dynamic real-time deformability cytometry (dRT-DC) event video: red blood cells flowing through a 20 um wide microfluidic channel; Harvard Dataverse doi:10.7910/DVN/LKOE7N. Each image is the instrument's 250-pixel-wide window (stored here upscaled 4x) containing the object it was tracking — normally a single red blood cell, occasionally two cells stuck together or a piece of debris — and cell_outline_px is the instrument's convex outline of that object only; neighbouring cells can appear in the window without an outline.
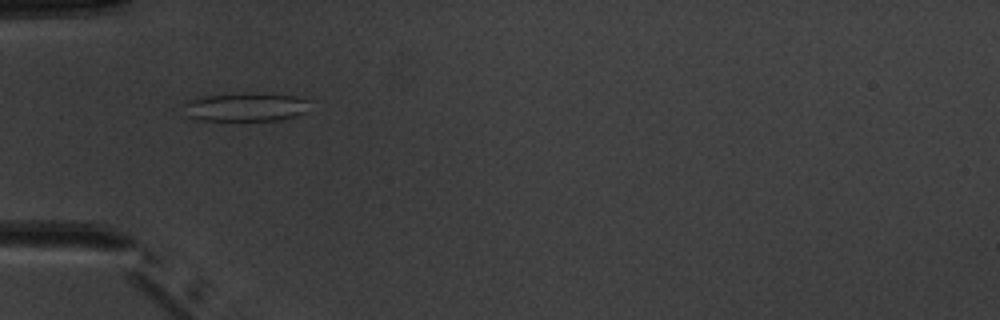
{"species": "common noctule bat (a hibernating species)", "species_latin": "Nyctalus noctula", "temperature_condition": "warm", "stored_images_in_passage": 7, "camera_frame_rate_fps": 3000, "um_per_image_px": 0.085, "animal": {"sex": "male", "body_mass_g": 20.1, "forearm_length_mm": 53.5}, "frame": {"image": 1, "passage_image": 5, "time_ms": 5.333, "image_size_px": [1000, 320], "cell_outline_px": [[308, 112], [296, 116], [280, 120], [200, 120], [188, 116], [184, 104], [188, 100], [200, 96], [244, 92], [248, 92], [296, 96], [308, 100]], "centroid_in_image_um": [20.9, 9.08], "position_along_channel_um": 64.1, "area_um2": 21.21}}
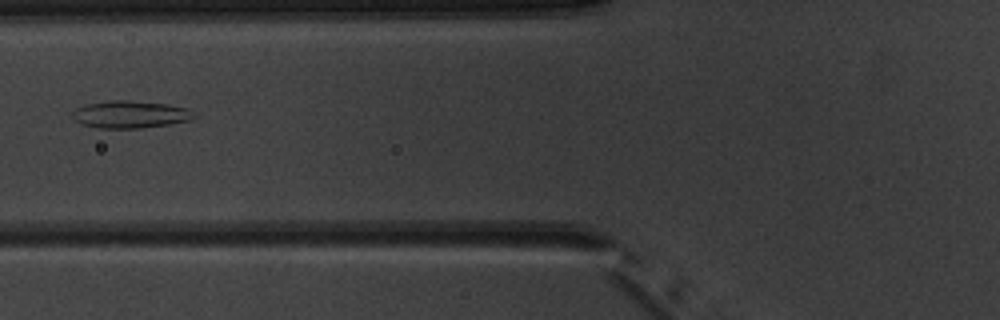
{"frame": {"image": 2, "passage_image": 6, "time_ms": 6.667, "image_size_px": [1000, 320], "cell_outline_px": [[196, 116], [192, 120], [168, 124], [140, 128], [96, 128], [80, 124], [72, 116], [72, 112], [76, 108], [88, 104], [112, 100], [128, 100], [168, 104], [188, 108]], "centroid_in_image_um": [11.07, 9.73], "position_along_channel_um": 114.7, "area_um2": 19.36}}